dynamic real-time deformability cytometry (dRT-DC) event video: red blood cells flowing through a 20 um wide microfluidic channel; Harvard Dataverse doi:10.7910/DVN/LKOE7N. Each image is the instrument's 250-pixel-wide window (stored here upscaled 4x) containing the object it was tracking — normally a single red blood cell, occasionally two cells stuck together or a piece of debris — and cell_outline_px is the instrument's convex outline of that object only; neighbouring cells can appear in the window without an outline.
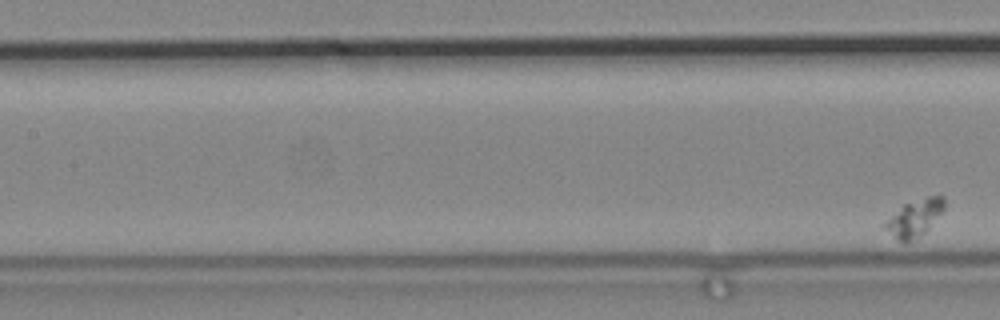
{"species": "common noctule bat (a hibernating species)", "species_latin": "Nyctalus noctula", "temperature_condition": "cold", "stored_images_in_passage": 6, "segment_of_instrument_passage": [2, 2], "camera_frame_rate_fps": 3000, "um_per_image_px": 0.085, "animal": {"sex": "male", "body_mass_g": 19.2, "forearm_length_mm": 51.8}, "frame": {"image": 1, "passage_image": 6, "time_ms": 1.667, "image_size_px": [1000, 320], "cell_outline_px": [[944, 208], [928, 228], [916, 240], [908, 244], [904, 244], [884, 228], [884, 224], [904, 204], [928, 196], [944, 196]], "centroid_in_image_um": [77.75, 18.56], "position_along_channel_um": 129.7, "area_um2": 12.37}}